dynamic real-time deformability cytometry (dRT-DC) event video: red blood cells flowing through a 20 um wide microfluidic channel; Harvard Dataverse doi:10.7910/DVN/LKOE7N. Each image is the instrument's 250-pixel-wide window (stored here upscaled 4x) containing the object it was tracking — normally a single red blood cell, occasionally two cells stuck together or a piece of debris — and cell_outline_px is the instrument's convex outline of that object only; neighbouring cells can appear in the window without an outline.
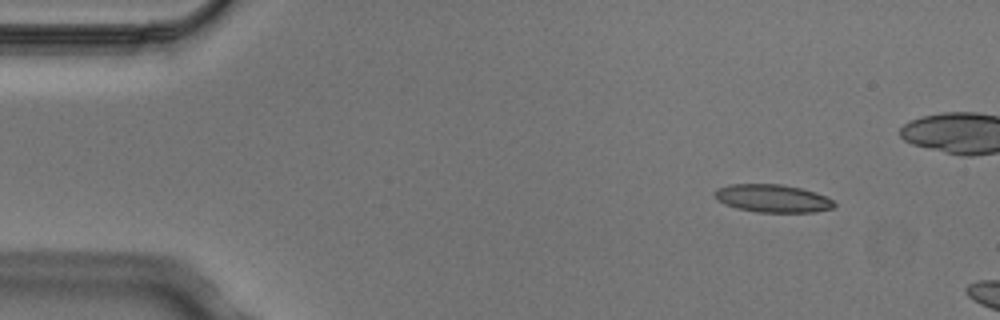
{"species": "Egyptian fruit bat (a non-hibernating species)", "species_latin": "Rousettus aegyptiacus", "temperature_condition": "cold", "stored_images_in_passage": 3, "camera_frame_rate_fps": 3000, "um_per_image_px": 0.085, "animal": {"sex": "male"}, "frame": {"image": 1, "passage_image": 1, "time_ms": 0.0, "image_size_px": [1000, 320], "cell_outline_px": [[836, 204], [832, 208], [812, 212], [756, 212], [736, 208], [724, 204], [716, 200], [716, 188], [732, 184], [780, 184], [800, 188], [816, 192], [832, 200]], "centroid_in_image_um": [65.65, 16.86], "position_along_channel_um": 19.4, "area_um2": 19.31}}